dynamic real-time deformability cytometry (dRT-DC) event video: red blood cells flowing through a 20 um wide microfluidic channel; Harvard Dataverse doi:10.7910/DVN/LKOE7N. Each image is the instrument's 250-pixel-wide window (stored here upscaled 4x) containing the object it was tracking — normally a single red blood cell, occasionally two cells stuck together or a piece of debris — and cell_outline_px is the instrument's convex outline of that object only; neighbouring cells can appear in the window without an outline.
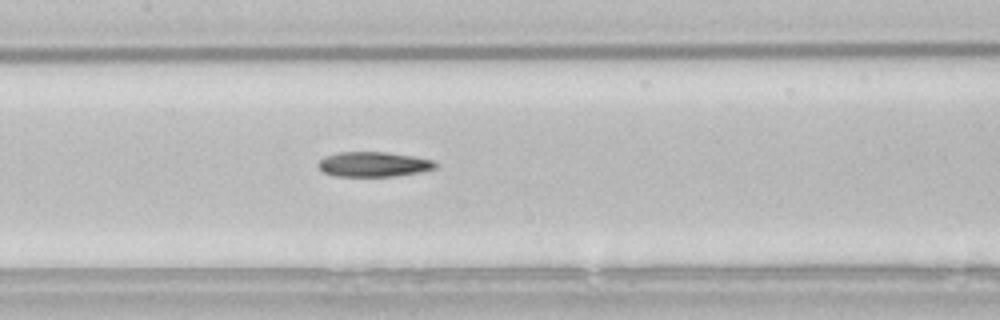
{"species": "common noctule bat (a hibernating species)", "species_latin": "Nyctalus noctula", "temperature_condition": "room temperature", "stored_images_in_passage": 30, "camera_frame_rate_fps": 3000, "um_per_image_px": 0.085, "animal": {"sex": "male", "body_mass_g": 21.5, "forearm_length_mm": 52.0}, "frame": {"image": 1, "passage_image": 9, "time_ms": 2.667, "image_size_px": [1000, 320], "cell_outline_px": [[436, 168], [420, 172], [396, 176], [336, 176], [324, 172], [316, 164], [324, 156], [336, 152], [388, 152], [412, 156], [432, 160], [436, 164]], "centroid_in_image_um": [31.72, 13.96], "position_along_channel_um": 175.7, "area_um2": 16.99}}
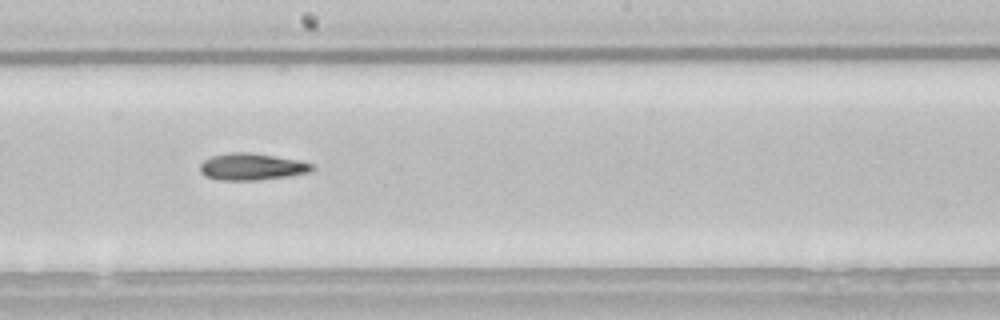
{"frame": {"image": 2, "passage_image": 13, "time_ms": 4.0, "image_size_px": [1000, 320], "cell_outline_px": [[316, 168], [308, 172], [288, 176], [260, 180], [220, 180], [204, 176], [200, 172], [200, 164], [204, 160], [212, 156], [232, 152], [248, 152], [276, 156], [300, 160], [312, 164]], "centroid_in_image_um": [21.4, 14.17], "position_along_channel_um": 226.8, "area_um2": 17.57}}